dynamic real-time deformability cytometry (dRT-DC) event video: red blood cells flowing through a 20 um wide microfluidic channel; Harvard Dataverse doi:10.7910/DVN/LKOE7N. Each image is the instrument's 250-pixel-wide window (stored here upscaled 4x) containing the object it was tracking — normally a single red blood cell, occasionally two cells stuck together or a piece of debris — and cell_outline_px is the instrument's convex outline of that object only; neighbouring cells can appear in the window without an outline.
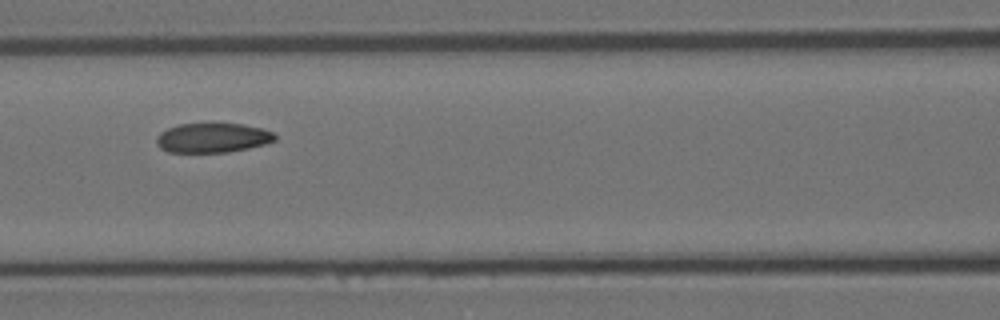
{"species": "Egyptian fruit bat (a non-hibernating species)", "species_latin": "Rousettus aegyptiacus", "temperature_condition": "room temperature", "stored_images_in_passage": 6, "camera_frame_rate_fps": 3000, "um_per_image_px": 0.085, "animal": {"sex": "female"}, "frame": {"image": 1, "passage_image": 4, "time_ms": 4.333, "image_size_px": [1000, 320], "cell_outline_px": [[276, 140], [264, 144], [248, 148], [228, 152], [168, 152], [160, 148], [156, 144], [156, 136], [160, 132], [168, 128], [180, 124], [244, 124], [260, 128], [272, 132], [276, 136]], "centroid_in_image_um": [18.04, 11.72], "position_along_channel_um": 148.6, "area_um2": 20.29}}
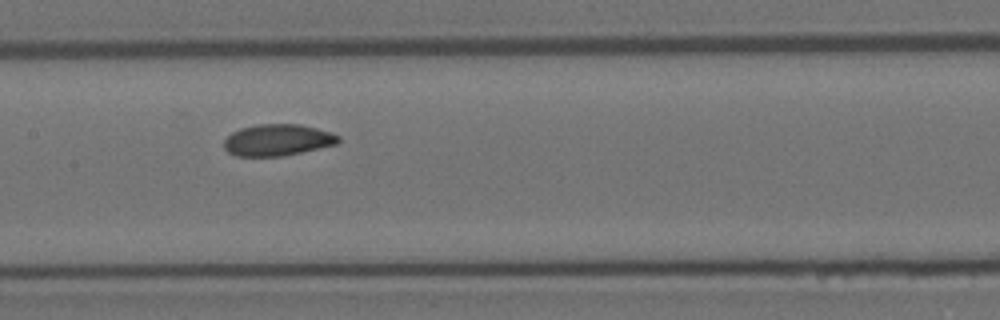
{"frame": {"image": 2, "passage_image": 5, "time_ms": 5.333, "image_size_px": [1000, 320], "cell_outline_px": [[340, 140], [336, 144], [300, 152], [280, 156], [236, 156], [228, 152], [224, 148], [224, 140], [232, 132], [240, 128], [260, 124], [300, 124], [332, 132], [340, 136]], "centroid_in_image_um": [23.58, 11.89], "position_along_channel_um": 183.8, "area_um2": 20.92}}
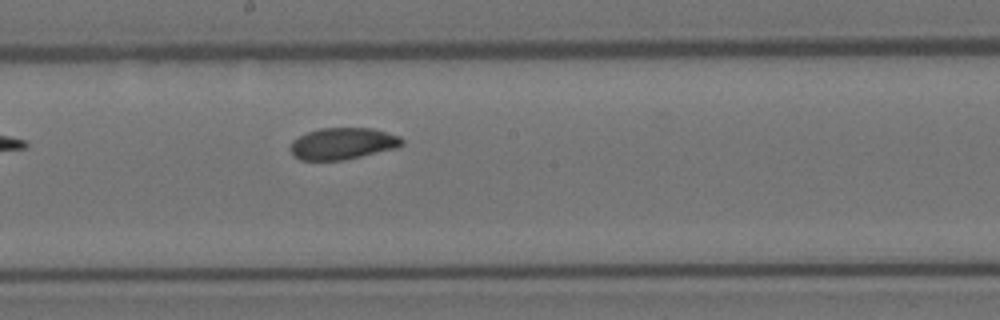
{"frame": {"image": 3, "passage_image": 6, "time_ms": 6.333, "image_size_px": [1000, 320], "cell_outline_px": [[404, 144], [400, 148], [344, 160], [300, 160], [292, 156], [288, 148], [292, 140], [308, 132], [320, 128], [372, 128], [400, 136], [404, 140]], "centroid_in_image_um": [29.14, 12.21], "position_along_channel_um": 219.1, "area_um2": 20.98}}